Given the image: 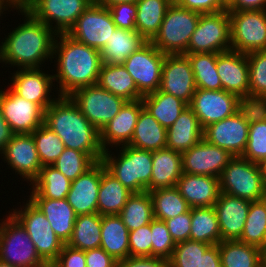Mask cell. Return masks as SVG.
<instances>
[{
  "instance_id": "obj_50",
  "label": "cell",
  "mask_w": 266,
  "mask_h": 267,
  "mask_svg": "<svg viewBox=\"0 0 266 267\" xmlns=\"http://www.w3.org/2000/svg\"><path fill=\"white\" fill-rule=\"evenodd\" d=\"M237 113L248 123L266 120V95L250 94L238 97Z\"/></svg>"
},
{
  "instance_id": "obj_61",
  "label": "cell",
  "mask_w": 266,
  "mask_h": 267,
  "mask_svg": "<svg viewBox=\"0 0 266 267\" xmlns=\"http://www.w3.org/2000/svg\"><path fill=\"white\" fill-rule=\"evenodd\" d=\"M14 133L10 126L3 118L1 107H0V153L5 149L7 143L11 140Z\"/></svg>"
},
{
  "instance_id": "obj_24",
  "label": "cell",
  "mask_w": 266,
  "mask_h": 267,
  "mask_svg": "<svg viewBox=\"0 0 266 267\" xmlns=\"http://www.w3.org/2000/svg\"><path fill=\"white\" fill-rule=\"evenodd\" d=\"M216 67L223 90L237 97L249 93L247 54L233 50L217 53Z\"/></svg>"
},
{
  "instance_id": "obj_67",
  "label": "cell",
  "mask_w": 266,
  "mask_h": 267,
  "mask_svg": "<svg viewBox=\"0 0 266 267\" xmlns=\"http://www.w3.org/2000/svg\"><path fill=\"white\" fill-rule=\"evenodd\" d=\"M227 6H229L233 0H222Z\"/></svg>"
},
{
  "instance_id": "obj_55",
  "label": "cell",
  "mask_w": 266,
  "mask_h": 267,
  "mask_svg": "<svg viewBox=\"0 0 266 267\" xmlns=\"http://www.w3.org/2000/svg\"><path fill=\"white\" fill-rule=\"evenodd\" d=\"M178 6L199 14L217 13L227 10L222 0H173Z\"/></svg>"
},
{
  "instance_id": "obj_28",
  "label": "cell",
  "mask_w": 266,
  "mask_h": 267,
  "mask_svg": "<svg viewBox=\"0 0 266 267\" xmlns=\"http://www.w3.org/2000/svg\"><path fill=\"white\" fill-rule=\"evenodd\" d=\"M204 128L192 109L187 106L167 129L166 148L183 153L203 139Z\"/></svg>"
},
{
  "instance_id": "obj_7",
  "label": "cell",
  "mask_w": 266,
  "mask_h": 267,
  "mask_svg": "<svg viewBox=\"0 0 266 267\" xmlns=\"http://www.w3.org/2000/svg\"><path fill=\"white\" fill-rule=\"evenodd\" d=\"M0 222V260L16 267H49L21 223L10 213Z\"/></svg>"
},
{
  "instance_id": "obj_33",
  "label": "cell",
  "mask_w": 266,
  "mask_h": 267,
  "mask_svg": "<svg viewBox=\"0 0 266 267\" xmlns=\"http://www.w3.org/2000/svg\"><path fill=\"white\" fill-rule=\"evenodd\" d=\"M166 144L167 129L144 107L139 114L134 134L128 145L153 152L166 148Z\"/></svg>"
},
{
  "instance_id": "obj_17",
  "label": "cell",
  "mask_w": 266,
  "mask_h": 267,
  "mask_svg": "<svg viewBox=\"0 0 266 267\" xmlns=\"http://www.w3.org/2000/svg\"><path fill=\"white\" fill-rule=\"evenodd\" d=\"M181 156L184 173L217 178L234 157L227 150L208 143L204 138L181 153Z\"/></svg>"
},
{
  "instance_id": "obj_16",
  "label": "cell",
  "mask_w": 266,
  "mask_h": 267,
  "mask_svg": "<svg viewBox=\"0 0 266 267\" xmlns=\"http://www.w3.org/2000/svg\"><path fill=\"white\" fill-rule=\"evenodd\" d=\"M194 73L185 54H166L160 90L190 104L196 91Z\"/></svg>"
},
{
  "instance_id": "obj_54",
  "label": "cell",
  "mask_w": 266,
  "mask_h": 267,
  "mask_svg": "<svg viewBox=\"0 0 266 267\" xmlns=\"http://www.w3.org/2000/svg\"><path fill=\"white\" fill-rule=\"evenodd\" d=\"M164 222L166 223L175 244L189 240L191 229V208L188 212L167 219Z\"/></svg>"
},
{
  "instance_id": "obj_36",
  "label": "cell",
  "mask_w": 266,
  "mask_h": 267,
  "mask_svg": "<svg viewBox=\"0 0 266 267\" xmlns=\"http://www.w3.org/2000/svg\"><path fill=\"white\" fill-rule=\"evenodd\" d=\"M142 101L145 109L166 129L173 125L188 106L181 99L160 89L143 96Z\"/></svg>"
},
{
  "instance_id": "obj_5",
  "label": "cell",
  "mask_w": 266,
  "mask_h": 267,
  "mask_svg": "<svg viewBox=\"0 0 266 267\" xmlns=\"http://www.w3.org/2000/svg\"><path fill=\"white\" fill-rule=\"evenodd\" d=\"M200 15L178 6L173 1L165 13L159 32L150 42L161 53L184 54Z\"/></svg>"
},
{
  "instance_id": "obj_39",
  "label": "cell",
  "mask_w": 266,
  "mask_h": 267,
  "mask_svg": "<svg viewBox=\"0 0 266 267\" xmlns=\"http://www.w3.org/2000/svg\"><path fill=\"white\" fill-rule=\"evenodd\" d=\"M100 243L101 215L99 213H91L77 216L72 237L67 245L87 251L100 247Z\"/></svg>"
},
{
  "instance_id": "obj_18",
  "label": "cell",
  "mask_w": 266,
  "mask_h": 267,
  "mask_svg": "<svg viewBox=\"0 0 266 267\" xmlns=\"http://www.w3.org/2000/svg\"><path fill=\"white\" fill-rule=\"evenodd\" d=\"M238 97L225 90L196 89L188 105L203 128L237 112Z\"/></svg>"
},
{
  "instance_id": "obj_25",
  "label": "cell",
  "mask_w": 266,
  "mask_h": 267,
  "mask_svg": "<svg viewBox=\"0 0 266 267\" xmlns=\"http://www.w3.org/2000/svg\"><path fill=\"white\" fill-rule=\"evenodd\" d=\"M101 180V161L71 181L67 201L79 215L97 213L98 192Z\"/></svg>"
},
{
  "instance_id": "obj_62",
  "label": "cell",
  "mask_w": 266,
  "mask_h": 267,
  "mask_svg": "<svg viewBox=\"0 0 266 267\" xmlns=\"http://www.w3.org/2000/svg\"><path fill=\"white\" fill-rule=\"evenodd\" d=\"M12 9L18 11H27L35 0H4Z\"/></svg>"
},
{
  "instance_id": "obj_12",
  "label": "cell",
  "mask_w": 266,
  "mask_h": 267,
  "mask_svg": "<svg viewBox=\"0 0 266 267\" xmlns=\"http://www.w3.org/2000/svg\"><path fill=\"white\" fill-rule=\"evenodd\" d=\"M116 28L109 9L93 1L67 34L89 47L102 50Z\"/></svg>"
},
{
  "instance_id": "obj_51",
  "label": "cell",
  "mask_w": 266,
  "mask_h": 267,
  "mask_svg": "<svg viewBox=\"0 0 266 267\" xmlns=\"http://www.w3.org/2000/svg\"><path fill=\"white\" fill-rule=\"evenodd\" d=\"M152 256L169 260L176 246L164 221H151Z\"/></svg>"
},
{
  "instance_id": "obj_15",
  "label": "cell",
  "mask_w": 266,
  "mask_h": 267,
  "mask_svg": "<svg viewBox=\"0 0 266 267\" xmlns=\"http://www.w3.org/2000/svg\"><path fill=\"white\" fill-rule=\"evenodd\" d=\"M94 0H35L27 10L57 34L67 33ZM55 23V26L53 25Z\"/></svg>"
},
{
  "instance_id": "obj_1",
  "label": "cell",
  "mask_w": 266,
  "mask_h": 267,
  "mask_svg": "<svg viewBox=\"0 0 266 267\" xmlns=\"http://www.w3.org/2000/svg\"><path fill=\"white\" fill-rule=\"evenodd\" d=\"M54 58L57 69L53 78L59 83L57 96H69L77 89L98 83L103 64L100 50L77 41L67 33H59L54 42Z\"/></svg>"
},
{
  "instance_id": "obj_29",
  "label": "cell",
  "mask_w": 266,
  "mask_h": 267,
  "mask_svg": "<svg viewBox=\"0 0 266 267\" xmlns=\"http://www.w3.org/2000/svg\"><path fill=\"white\" fill-rule=\"evenodd\" d=\"M152 163L149 192L177 185L179 178L183 174L181 153L169 148L153 151Z\"/></svg>"
},
{
  "instance_id": "obj_68",
  "label": "cell",
  "mask_w": 266,
  "mask_h": 267,
  "mask_svg": "<svg viewBox=\"0 0 266 267\" xmlns=\"http://www.w3.org/2000/svg\"><path fill=\"white\" fill-rule=\"evenodd\" d=\"M261 200L264 202V204L266 206V191H265V193H264V195H263Z\"/></svg>"
},
{
  "instance_id": "obj_23",
  "label": "cell",
  "mask_w": 266,
  "mask_h": 267,
  "mask_svg": "<svg viewBox=\"0 0 266 267\" xmlns=\"http://www.w3.org/2000/svg\"><path fill=\"white\" fill-rule=\"evenodd\" d=\"M251 201L222 193L214 204L221 241L239 240L244 230Z\"/></svg>"
},
{
  "instance_id": "obj_46",
  "label": "cell",
  "mask_w": 266,
  "mask_h": 267,
  "mask_svg": "<svg viewBox=\"0 0 266 267\" xmlns=\"http://www.w3.org/2000/svg\"><path fill=\"white\" fill-rule=\"evenodd\" d=\"M95 163L88 154L65 147L52 165L69 180L73 181Z\"/></svg>"
},
{
  "instance_id": "obj_57",
  "label": "cell",
  "mask_w": 266,
  "mask_h": 267,
  "mask_svg": "<svg viewBox=\"0 0 266 267\" xmlns=\"http://www.w3.org/2000/svg\"><path fill=\"white\" fill-rule=\"evenodd\" d=\"M85 258L86 267H118V261L101 247L85 251Z\"/></svg>"
},
{
  "instance_id": "obj_22",
  "label": "cell",
  "mask_w": 266,
  "mask_h": 267,
  "mask_svg": "<svg viewBox=\"0 0 266 267\" xmlns=\"http://www.w3.org/2000/svg\"><path fill=\"white\" fill-rule=\"evenodd\" d=\"M142 99L127 101L120 112L100 131V142L104 151L118 146L128 145L134 134L135 126L141 110Z\"/></svg>"
},
{
  "instance_id": "obj_38",
  "label": "cell",
  "mask_w": 266,
  "mask_h": 267,
  "mask_svg": "<svg viewBox=\"0 0 266 267\" xmlns=\"http://www.w3.org/2000/svg\"><path fill=\"white\" fill-rule=\"evenodd\" d=\"M190 240L216 245L221 242V232L214 206L191 208Z\"/></svg>"
},
{
  "instance_id": "obj_58",
  "label": "cell",
  "mask_w": 266,
  "mask_h": 267,
  "mask_svg": "<svg viewBox=\"0 0 266 267\" xmlns=\"http://www.w3.org/2000/svg\"><path fill=\"white\" fill-rule=\"evenodd\" d=\"M118 267H169V260L161 257H127L118 262Z\"/></svg>"
},
{
  "instance_id": "obj_66",
  "label": "cell",
  "mask_w": 266,
  "mask_h": 267,
  "mask_svg": "<svg viewBox=\"0 0 266 267\" xmlns=\"http://www.w3.org/2000/svg\"><path fill=\"white\" fill-rule=\"evenodd\" d=\"M0 267H16V266H13L9 263H5V262L0 260Z\"/></svg>"
},
{
  "instance_id": "obj_8",
  "label": "cell",
  "mask_w": 266,
  "mask_h": 267,
  "mask_svg": "<svg viewBox=\"0 0 266 267\" xmlns=\"http://www.w3.org/2000/svg\"><path fill=\"white\" fill-rule=\"evenodd\" d=\"M10 212L25 228L40 258L50 266L59 256L64 243L57 237L45 215L30 201Z\"/></svg>"
},
{
  "instance_id": "obj_10",
  "label": "cell",
  "mask_w": 266,
  "mask_h": 267,
  "mask_svg": "<svg viewBox=\"0 0 266 267\" xmlns=\"http://www.w3.org/2000/svg\"><path fill=\"white\" fill-rule=\"evenodd\" d=\"M231 50L248 54L266 50V10H228Z\"/></svg>"
},
{
  "instance_id": "obj_9",
  "label": "cell",
  "mask_w": 266,
  "mask_h": 267,
  "mask_svg": "<svg viewBox=\"0 0 266 267\" xmlns=\"http://www.w3.org/2000/svg\"><path fill=\"white\" fill-rule=\"evenodd\" d=\"M231 50L228 10L201 14L184 54L222 53Z\"/></svg>"
},
{
  "instance_id": "obj_45",
  "label": "cell",
  "mask_w": 266,
  "mask_h": 267,
  "mask_svg": "<svg viewBox=\"0 0 266 267\" xmlns=\"http://www.w3.org/2000/svg\"><path fill=\"white\" fill-rule=\"evenodd\" d=\"M31 134L42 166L52 165L65 148L63 141L44 123Z\"/></svg>"
},
{
  "instance_id": "obj_59",
  "label": "cell",
  "mask_w": 266,
  "mask_h": 267,
  "mask_svg": "<svg viewBox=\"0 0 266 267\" xmlns=\"http://www.w3.org/2000/svg\"><path fill=\"white\" fill-rule=\"evenodd\" d=\"M198 267H221L219 246L211 245L201 256Z\"/></svg>"
},
{
  "instance_id": "obj_41",
  "label": "cell",
  "mask_w": 266,
  "mask_h": 267,
  "mask_svg": "<svg viewBox=\"0 0 266 267\" xmlns=\"http://www.w3.org/2000/svg\"><path fill=\"white\" fill-rule=\"evenodd\" d=\"M42 198L64 199L70 190L71 180L53 165H44L38 177L29 186Z\"/></svg>"
},
{
  "instance_id": "obj_30",
  "label": "cell",
  "mask_w": 266,
  "mask_h": 267,
  "mask_svg": "<svg viewBox=\"0 0 266 267\" xmlns=\"http://www.w3.org/2000/svg\"><path fill=\"white\" fill-rule=\"evenodd\" d=\"M147 42L136 30L116 28L100 50L102 63L123 65L131 54L137 52Z\"/></svg>"
},
{
  "instance_id": "obj_44",
  "label": "cell",
  "mask_w": 266,
  "mask_h": 267,
  "mask_svg": "<svg viewBox=\"0 0 266 267\" xmlns=\"http://www.w3.org/2000/svg\"><path fill=\"white\" fill-rule=\"evenodd\" d=\"M240 242L266 251V206L262 200L250 204Z\"/></svg>"
},
{
  "instance_id": "obj_3",
  "label": "cell",
  "mask_w": 266,
  "mask_h": 267,
  "mask_svg": "<svg viewBox=\"0 0 266 267\" xmlns=\"http://www.w3.org/2000/svg\"><path fill=\"white\" fill-rule=\"evenodd\" d=\"M44 124L63 141L66 148L88 154L101 161L104 149L100 131L92 125L69 96L58 98L45 110Z\"/></svg>"
},
{
  "instance_id": "obj_21",
  "label": "cell",
  "mask_w": 266,
  "mask_h": 267,
  "mask_svg": "<svg viewBox=\"0 0 266 267\" xmlns=\"http://www.w3.org/2000/svg\"><path fill=\"white\" fill-rule=\"evenodd\" d=\"M249 124L236 112L204 128L203 138L210 144L227 150L231 155L242 156L248 140Z\"/></svg>"
},
{
  "instance_id": "obj_47",
  "label": "cell",
  "mask_w": 266,
  "mask_h": 267,
  "mask_svg": "<svg viewBox=\"0 0 266 267\" xmlns=\"http://www.w3.org/2000/svg\"><path fill=\"white\" fill-rule=\"evenodd\" d=\"M210 246L190 239L177 243L169 259V267H198L200 256Z\"/></svg>"
},
{
  "instance_id": "obj_60",
  "label": "cell",
  "mask_w": 266,
  "mask_h": 267,
  "mask_svg": "<svg viewBox=\"0 0 266 267\" xmlns=\"http://www.w3.org/2000/svg\"><path fill=\"white\" fill-rule=\"evenodd\" d=\"M227 10H266V0H233Z\"/></svg>"
},
{
  "instance_id": "obj_2",
  "label": "cell",
  "mask_w": 266,
  "mask_h": 267,
  "mask_svg": "<svg viewBox=\"0 0 266 267\" xmlns=\"http://www.w3.org/2000/svg\"><path fill=\"white\" fill-rule=\"evenodd\" d=\"M25 19L0 44V63L17 69L40 68L53 57L57 33L28 11H18ZM43 62V63H42Z\"/></svg>"
},
{
  "instance_id": "obj_19",
  "label": "cell",
  "mask_w": 266,
  "mask_h": 267,
  "mask_svg": "<svg viewBox=\"0 0 266 267\" xmlns=\"http://www.w3.org/2000/svg\"><path fill=\"white\" fill-rule=\"evenodd\" d=\"M42 68L18 69L12 74L9 88L19 97L36 103L46 110L57 98L51 91L54 78L53 74H47ZM50 95V96H49Z\"/></svg>"
},
{
  "instance_id": "obj_64",
  "label": "cell",
  "mask_w": 266,
  "mask_h": 267,
  "mask_svg": "<svg viewBox=\"0 0 266 267\" xmlns=\"http://www.w3.org/2000/svg\"><path fill=\"white\" fill-rule=\"evenodd\" d=\"M11 7L6 2H0V17L4 15V11H9Z\"/></svg>"
},
{
  "instance_id": "obj_53",
  "label": "cell",
  "mask_w": 266,
  "mask_h": 267,
  "mask_svg": "<svg viewBox=\"0 0 266 267\" xmlns=\"http://www.w3.org/2000/svg\"><path fill=\"white\" fill-rule=\"evenodd\" d=\"M108 9L117 28L136 30V3H120L110 6Z\"/></svg>"
},
{
  "instance_id": "obj_63",
  "label": "cell",
  "mask_w": 266,
  "mask_h": 267,
  "mask_svg": "<svg viewBox=\"0 0 266 267\" xmlns=\"http://www.w3.org/2000/svg\"><path fill=\"white\" fill-rule=\"evenodd\" d=\"M138 0H95L96 3L109 8L120 3H136Z\"/></svg>"
},
{
  "instance_id": "obj_32",
  "label": "cell",
  "mask_w": 266,
  "mask_h": 267,
  "mask_svg": "<svg viewBox=\"0 0 266 267\" xmlns=\"http://www.w3.org/2000/svg\"><path fill=\"white\" fill-rule=\"evenodd\" d=\"M132 194L133 192L112 175L101 161L97 213L100 215L119 214Z\"/></svg>"
},
{
  "instance_id": "obj_14",
  "label": "cell",
  "mask_w": 266,
  "mask_h": 267,
  "mask_svg": "<svg viewBox=\"0 0 266 267\" xmlns=\"http://www.w3.org/2000/svg\"><path fill=\"white\" fill-rule=\"evenodd\" d=\"M4 90L0 89V107L14 134H31L44 123L41 106L19 97L10 88Z\"/></svg>"
},
{
  "instance_id": "obj_56",
  "label": "cell",
  "mask_w": 266,
  "mask_h": 267,
  "mask_svg": "<svg viewBox=\"0 0 266 267\" xmlns=\"http://www.w3.org/2000/svg\"><path fill=\"white\" fill-rule=\"evenodd\" d=\"M49 267H86L85 251L64 244L59 256Z\"/></svg>"
},
{
  "instance_id": "obj_31",
  "label": "cell",
  "mask_w": 266,
  "mask_h": 267,
  "mask_svg": "<svg viewBox=\"0 0 266 267\" xmlns=\"http://www.w3.org/2000/svg\"><path fill=\"white\" fill-rule=\"evenodd\" d=\"M129 232L118 214L101 215L100 247L118 262L130 256Z\"/></svg>"
},
{
  "instance_id": "obj_65",
  "label": "cell",
  "mask_w": 266,
  "mask_h": 267,
  "mask_svg": "<svg viewBox=\"0 0 266 267\" xmlns=\"http://www.w3.org/2000/svg\"><path fill=\"white\" fill-rule=\"evenodd\" d=\"M261 168H262L264 183L266 186V160L261 164Z\"/></svg>"
},
{
  "instance_id": "obj_34",
  "label": "cell",
  "mask_w": 266,
  "mask_h": 267,
  "mask_svg": "<svg viewBox=\"0 0 266 267\" xmlns=\"http://www.w3.org/2000/svg\"><path fill=\"white\" fill-rule=\"evenodd\" d=\"M97 84L112 94L124 98L126 101H136L143 97L138 91L132 76L123 65L103 63Z\"/></svg>"
},
{
  "instance_id": "obj_6",
  "label": "cell",
  "mask_w": 266,
  "mask_h": 267,
  "mask_svg": "<svg viewBox=\"0 0 266 267\" xmlns=\"http://www.w3.org/2000/svg\"><path fill=\"white\" fill-rule=\"evenodd\" d=\"M219 179L222 193L251 202L261 200L266 191L261 165L241 156L229 161Z\"/></svg>"
},
{
  "instance_id": "obj_13",
  "label": "cell",
  "mask_w": 266,
  "mask_h": 267,
  "mask_svg": "<svg viewBox=\"0 0 266 267\" xmlns=\"http://www.w3.org/2000/svg\"><path fill=\"white\" fill-rule=\"evenodd\" d=\"M165 56L166 54L161 53L148 41L123 64L143 96L160 89Z\"/></svg>"
},
{
  "instance_id": "obj_11",
  "label": "cell",
  "mask_w": 266,
  "mask_h": 267,
  "mask_svg": "<svg viewBox=\"0 0 266 267\" xmlns=\"http://www.w3.org/2000/svg\"><path fill=\"white\" fill-rule=\"evenodd\" d=\"M69 97L83 116L99 131L106 127L127 102L98 84L77 89Z\"/></svg>"
},
{
  "instance_id": "obj_4",
  "label": "cell",
  "mask_w": 266,
  "mask_h": 267,
  "mask_svg": "<svg viewBox=\"0 0 266 267\" xmlns=\"http://www.w3.org/2000/svg\"><path fill=\"white\" fill-rule=\"evenodd\" d=\"M119 151L118 156L111 150L104 151L101 161L105 168L133 193L149 192L152 151L130 145L119 147Z\"/></svg>"
},
{
  "instance_id": "obj_48",
  "label": "cell",
  "mask_w": 266,
  "mask_h": 267,
  "mask_svg": "<svg viewBox=\"0 0 266 267\" xmlns=\"http://www.w3.org/2000/svg\"><path fill=\"white\" fill-rule=\"evenodd\" d=\"M241 157L260 165L266 160V120L249 124L247 145Z\"/></svg>"
},
{
  "instance_id": "obj_43",
  "label": "cell",
  "mask_w": 266,
  "mask_h": 267,
  "mask_svg": "<svg viewBox=\"0 0 266 267\" xmlns=\"http://www.w3.org/2000/svg\"><path fill=\"white\" fill-rule=\"evenodd\" d=\"M191 64L197 89L222 90L217 71V53L185 54Z\"/></svg>"
},
{
  "instance_id": "obj_42",
  "label": "cell",
  "mask_w": 266,
  "mask_h": 267,
  "mask_svg": "<svg viewBox=\"0 0 266 267\" xmlns=\"http://www.w3.org/2000/svg\"><path fill=\"white\" fill-rule=\"evenodd\" d=\"M154 219L165 221L190 210L179 189L175 187L150 191Z\"/></svg>"
},
{
  "instance_id": "obj_40",
  "label": "cell",
  "mask_w": 266,
  "mask_h": 267,
  "mask_svg": "<svg viewBox=\"0 0 266 267\" xmlns=\"http://www.w3.org/2000/svg\"><path fill=\"white\" fill-rule=\"evenodd\" d=\"M118 215L129 231L150 224L154 219L150 193L148 191L133 193Z\"/></svg>"
},
{
  "instance_id": "obj_37",
  "label": "cell",
  "mask_w": 266,
  "mask_h": 267,
  "mask_svg": "<svg viewBox=\"0 0 266 267\" xmlns=\"http://www.w3.org/2000/svg\"><path fill=\"white\" fill-rule=\"evenodd\" d=\"M173 0H138L135 18L136 31L147 41L159 32L163 18Z\"/></svg>"
},
{
  "instance_id": "obj_26",
  "label": "cell",
  "mask_w": 266,
  "mask_h": 267,
  "mask_svg": "<svg viewBox=\"0 0 266 267\" xmlns=\"http://www.w3.org/2000/svg\"><path fill=\"white\" fill-rule=\"evenodd\" d=\"M29 200L45 215L57 237L67 244L73 234L77 214L67 199L40 197L32 188Z\"/></svg>"
},
{
  "instance_id": "obj_20",
  "label": "cell",
  "mask_w": 266,
  "mask_h": 267,
  "mask_svg": "<svg viewBox=\"0 0 266 267\" xmlns=\"http://www.w3.org/2000/svg\"><path fill=\"white\" fill-rule=\"evenodd\" d=\"M0 154L7 165L30 184L43 167L32 134H14Z\"/></svg>"
},
{
  "instance_id": "obj_49",
  "label": "cell",
  "mask_w": 266,
  "mask_h": 267,
  "mask_svg": "<svg viewBox=\"0 0 266 267\" xmlns=\"http://www.w3.org/2000/svg\"><path fill=\"white\" fill-rule=\"evenodd\" d=\"M249 93L266 95V50L247 54Z\"/></svg>"
},
{
  "instance_id": "obj_35",
  "label": "cell",
  "mask_w": 266,
  "mask_h": 267,
  "mask_svg": "<svg viewBox=\"0 0 266 267\" xmlns=\"http://www.w3.org/2000/svg\"><path fill=\"white\" fill-rule=\"evenodd\" d=\"M221 267H261L265 264L264 251L238 240L219 244Z\"/></svg>"
},
{
  "instance_id": "obj_27",
  "label": "cell",
  "mask_w": 266,
  "mask_h": 267,
  "mask_svg": "<svg viewBox=\"0 0 266 267\" xmlns=\"http://www.w3.org/2000/svg\"><path fill=\"white\" fill-rule=\"evenodd\" d=\"M176 187L190 208L214 206L221 194L220 179L207 175L183 172Z\"/></svg>"
},
{
  "instance_id": "obj_52",
  "label": "cell",
  "mask_w": 266,
  "mask_h": 267,
  "mask_svg": "<svg viewBox=\"0 0 266 267\" xmlns=\"http://www.w3.org/2000/svg\"><path fill=\"white\" fill-rule=\"evenodd\" d=\"M151 222L129 232V254L131 257H152Z\"/></svg>"
},
{
  "instance_id": "obj_69",
  "label": "cell",
  "mask_w": 266,
  "mask_h": 267,
  "mask_svg": "<svg viewBox=\"0 0 266 267\" xmlns=\"http://www.w3.org/2000/svg\"><path fill=\"white\" fill-rule=\"evenodd\" d=\"M264 256H265V264H266V251L264 252Z\"/></svg>"
}]
</instances>
